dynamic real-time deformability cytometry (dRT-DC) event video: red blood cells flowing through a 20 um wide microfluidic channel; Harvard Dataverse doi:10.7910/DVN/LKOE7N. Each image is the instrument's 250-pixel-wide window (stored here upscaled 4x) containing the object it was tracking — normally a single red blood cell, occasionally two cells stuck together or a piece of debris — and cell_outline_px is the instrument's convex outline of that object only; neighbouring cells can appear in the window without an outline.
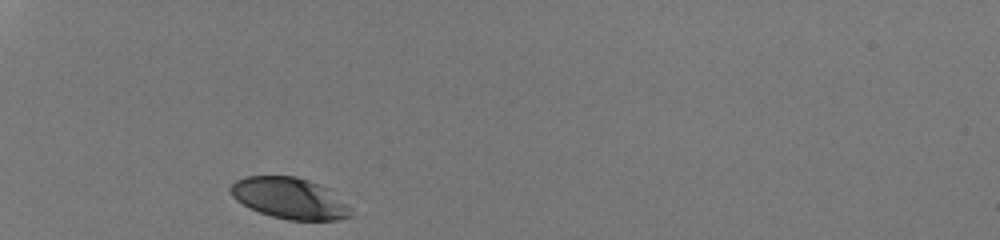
{"species": "human", "species_latin": "Homo sapiens", "temperature_condition": "room temperature", "stored_images_in_passage": 28, "camera_frame_rate_fps": 3000, "um_per_image_px": 0.085, "donor": {"sex": "male"}, "frame": {"image": 1, "passage_image": 1, "time_ms": 0.0, "image_size_px": [1000, 240], "cell_outline_px": [[352, 216], [336, 220], [288, 220], [272, 216], [248, 208], [236, 200], [232, 196], [228, 188], [236, 180], [244, 176], [296, 176], [308, 180], [328, 188], [348, 204]], "centroid_in_image_um": [24.59, 16.85], "position_along_channel_um": 60.4, "area_um2": 28.96}}
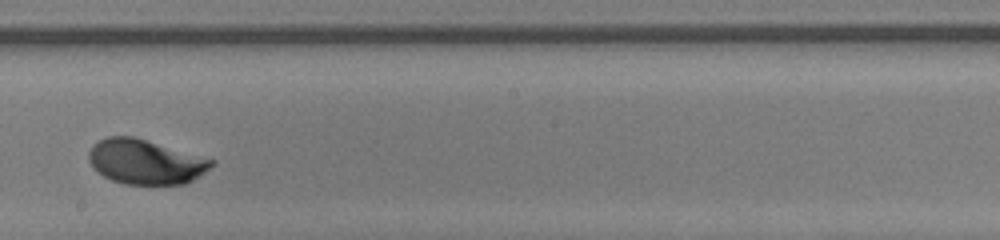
{"frame": {"image": 2, "passage_image": 16, "time_ms": 5.0, "image_size_px": [1000, 240], "cell_outline_px": [[216, 164], [200, 176], [184, 184], [124, 184], [112, 180], [104, 176], [88, 160], [88, 152], [92, 144], [108, 136], [132, 136], [216, 160]], "centroid_in_image_um": [12.39, 13.75], "position_along_channel_um": 235.8, "area_um2": 31.85}}
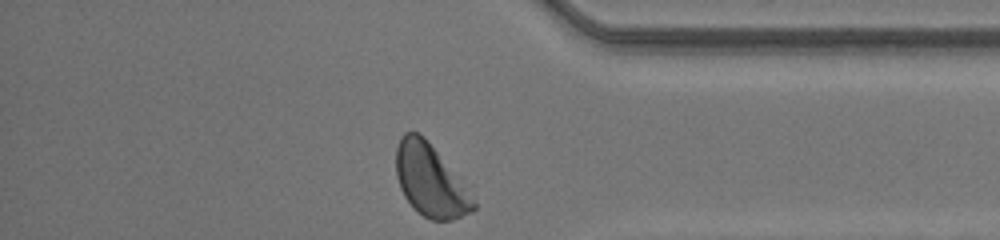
{"frame": {"image": 3, "passage_image": 28, "time_ms": 9.0, "image_size_px": [1000, 240], "cell_outline_px": [[476, 208], [452, 220], [432, 220], [424, 216], [404, 196], [400, 188], [396, 176], [396, 148], [400, 136], [404, 132], [416, 132], [424, 136], [476, 204]], "centroid_in_image_um": [36.49, 15.32], "position_along_channel_um": 398.7, "area_um2": 31.04}, "authors_computed_cell_mechanics": {"area_um2": 31.8767, "velocity_mm_per_s": 4.1933, "shape_relaxation_time_tau1_ms": 1.8267, "shape_relaxation_time_tau2_ms": null, "deformation_change_tau1": 0.1167, "deformation_change_tau2": null}}